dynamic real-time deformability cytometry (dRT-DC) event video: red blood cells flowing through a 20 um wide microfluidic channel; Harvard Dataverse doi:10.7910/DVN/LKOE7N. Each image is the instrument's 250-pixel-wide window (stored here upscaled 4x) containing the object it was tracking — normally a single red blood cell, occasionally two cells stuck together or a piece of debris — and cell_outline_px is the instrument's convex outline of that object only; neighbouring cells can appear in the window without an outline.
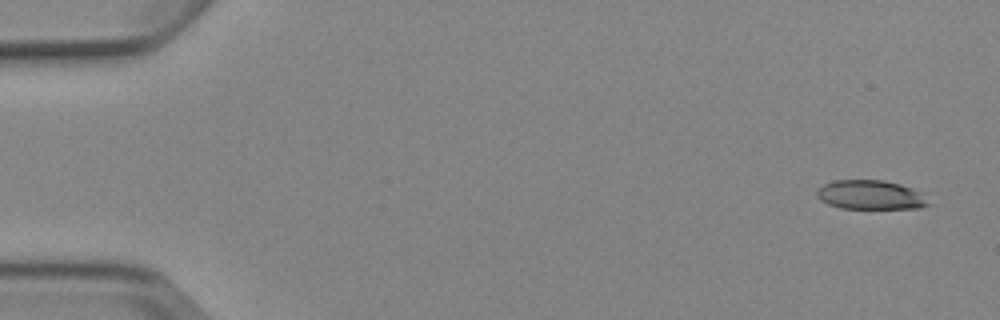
{"species": "Egyptian fruit bat (a non-hibernating species)", "species_latin": "Rousettus aegyptiacus", "temperature_condition": "cold", "stored_images_in_passage": 4, "camera_frame_rate_fps": 3000, "um_per_image_px": 0.085, "animal": {"sex": "female"}, "frame": {"image": 1, "passage_image": 1, "time_ms": 0.0, "image_size_px": [1000, 320], "cell_outline_px": [[932, 204], [920, 208], [840, 208], [828, 204], [820, 200], [816, 196], [816, 188], [824, 184], [836, 180], [884, 180], [900, 184], [912, 188], [920, 192]], "centroid_in_image_um": [73.98, 16.56], "position_along_channel_um": 11.0, "area_um2": 19.07}}